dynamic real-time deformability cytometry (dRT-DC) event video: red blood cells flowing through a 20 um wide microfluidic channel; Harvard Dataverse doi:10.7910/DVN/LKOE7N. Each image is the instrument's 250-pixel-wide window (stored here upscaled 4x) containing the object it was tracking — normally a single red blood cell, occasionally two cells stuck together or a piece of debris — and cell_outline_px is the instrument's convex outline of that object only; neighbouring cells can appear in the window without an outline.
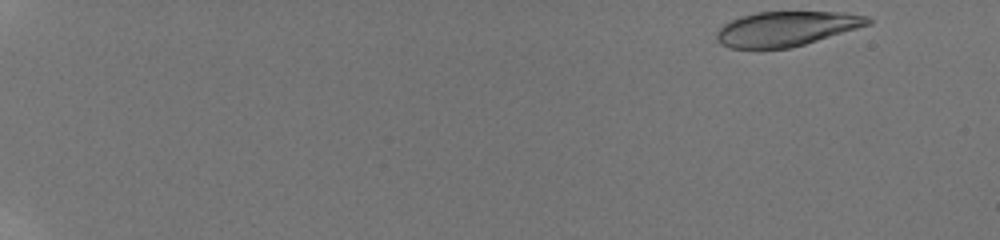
{"species": "human", "species_latin": "Homo sapiens", "temperature_condition": "room temperature", "stored_images_in_passage": 64, "camera_frame_rate_fps": 3000, "um_per_image_px": 0.085, "donor": {"sex": "male"}, "frame": {"image": 1, "passage_image": 1, "time_ms": 0.0, "image_size_px": [1000, 240], "cell_outline_px": [[872, 24], [792, 48], [728, 48], [720, 44], [716, 40], [716, 32], [724, 24], [740, 16], [756, 12], [844, 12], [868, 16], [872, 20]], "centroid_in_image_um": [66.85, 2.44], "position_along_channel_um": 18.2, "area_um2": 30.75}}
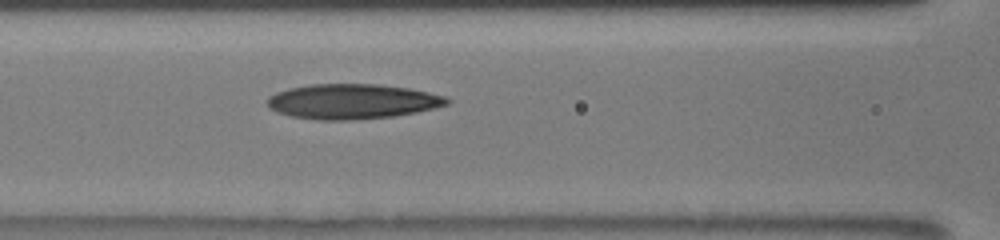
{"frame": {"image": 2, "passage_image": 21, "time_ms": 8.0, "image_size_px": [1000, 240], "cell_outline_px": [[452, 100], [448, 104], [416, 112], [392, 116], [352, 120], [316, 120], [292, 116], [276, 112], [268, 108], [264, 100], [268, 96], [276, 92], [288, 88], [312, 84], [376, 84], [408, 88], [428, 92], [444, 96]], "centroid_in_image_um": [29.87, 8.62], "position_along_channel_um": 136.7, "area_um2": 36.76}}
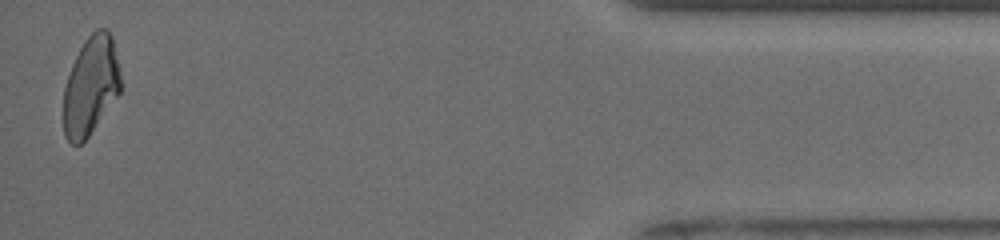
{"frame": {"image": 3, "passage_image": 63, "time_ms": 17.0, "image_size_px": [1000, 240], "cell_outline_px": [[120, 92], [88, 136], [80, 144], [72, 144], [68, 140], [64, 132], [64, 88], [72, 64], [84, 40], [96, 28], [108, 28], [112, 36], [120, 72]], "centroid_in_image_um": [7.71, 7.25], "position_along_channel_um": 427.5, "area_um2": 32.48}, "authors_computed_cell_mechanics": {"area_um2": 34.7089, "velocity_mm_per_s": 3.8837, "shape_relaxation_time_tau1_ms": 7.9904, "shape_relaxation_time_tau2_ms": 4.4795, "deformation_change_tau1": 0.2156, "deformation_change_tau2": 0.1347}}